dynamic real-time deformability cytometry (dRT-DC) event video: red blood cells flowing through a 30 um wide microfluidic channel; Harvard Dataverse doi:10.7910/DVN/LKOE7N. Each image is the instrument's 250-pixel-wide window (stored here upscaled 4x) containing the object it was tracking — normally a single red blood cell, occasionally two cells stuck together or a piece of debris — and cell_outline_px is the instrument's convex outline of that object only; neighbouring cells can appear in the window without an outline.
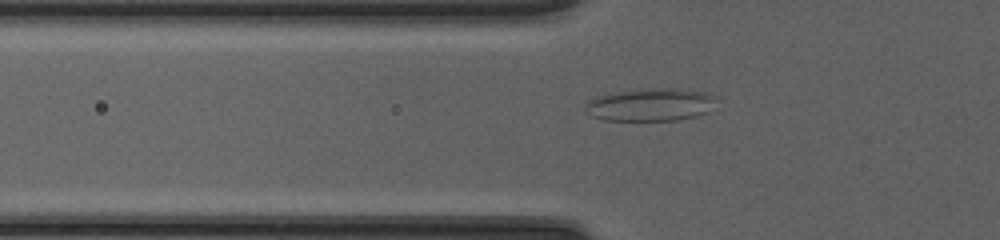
{"species": "common noctule bat (a hibernating species)", "species_latin": "Nyctalus noctula", "temperature_condition": "cold", "stored_images_in_passage": 37, "camera_frame_rate_fps": 3000, "um_per_image_px": 0.085, "animal": {"sex": "female", "body_mass_g": 20.0, "forearm_length_mm": 54.0}, "frame": {"image": 1, "passage_image": 6, "time_ms": 1.667, "image_size_px": [1000, 240], "cell_outline_px": [[716, 96], [708, 112], [696, 116], [676, 120], [604, 120], [592, 116], [584, 108], [584, 104], [588, 100], [596, 96], [636, 88], [688, 88], [704, 92]], "centroid_in_image_um": [55.27, 8.87], "position_along_channel_um": 70.5, "area_um2": 25.26}}
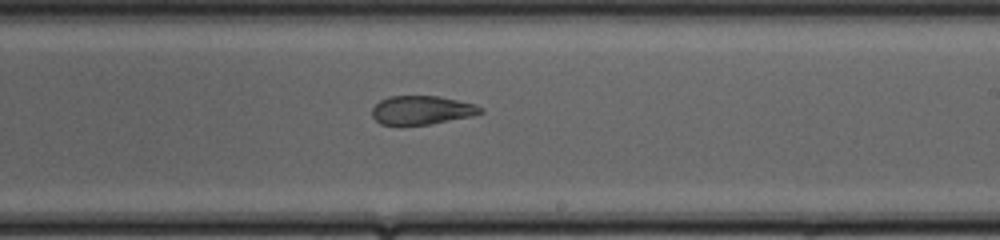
{"frame": {"image": 2, "passage_image": 19, "time_ms": 6.0, "image_size_px": [1000, 240], "cell_outline_px": [[484, 112], [468, 116], [428, 124], [380, 124], [372, 116], [372, 108], [380, 100], [388, 96], [440, 96], [476, 104], [484, 108]], "centroid_in_image_um": [35.85, 9.34], "position_along_channel_um": 253.2, "area_um2": 17.92}}
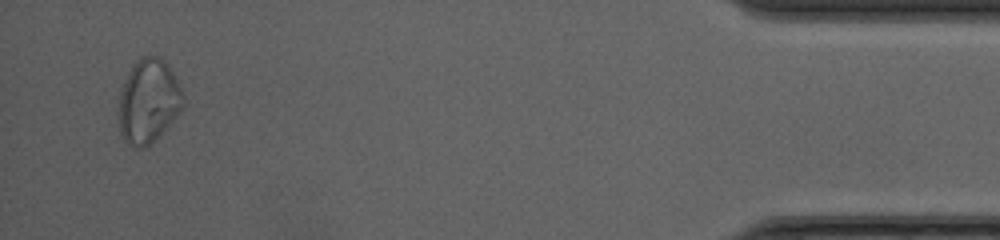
{"frame": {"image": 3, "passage_image": 36, "time_ms": 11.667, "image_size_px": [1000, 240], "cell_outline_px": [[184, 104], [176, 116], [148, 144], [128, 144], [120, 136], [120, 92], [124, 80], [128, 72], [136, 60], [144, 56], [160, 56], [168, 64], [180, 88], [184, 100]], "centroid_in_image_um": [12.61, 8.51], "position_along_channel_um": 422.6, "area_um2": 30.46}, "authors_computed_cell_mechanics": {"area_um2": 20.9814, "velocity_mm_per_s": 4.2161, "shape_relaxation_time_tau1_ms": null, "shape_relaxation_time_tau2_ms": 1.2026, "deformation_change_tau1": null, "deformation_change_tau2": 0.0889}}